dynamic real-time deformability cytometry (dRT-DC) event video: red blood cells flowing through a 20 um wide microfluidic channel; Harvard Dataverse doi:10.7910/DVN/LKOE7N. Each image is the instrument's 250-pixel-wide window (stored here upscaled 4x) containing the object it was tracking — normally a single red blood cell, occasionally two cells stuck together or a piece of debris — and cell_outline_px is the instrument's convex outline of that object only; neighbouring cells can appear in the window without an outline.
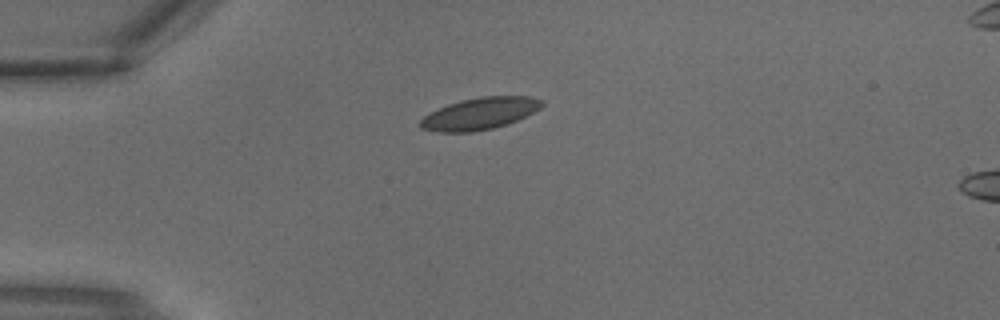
{"species": "common noctule bat (a hibernating species)", "species_latin": "Nyctalus noctula", "temperature_condition": "warm", "stored_images_in_passage": 4, "camera_frame_rate_fps": 3000, "um_per_image_px": 0.085, "animal": {"sex": "male", "body_mass_g": 18.8}, "frame": {"image": 1, "passage_image": 4, "time_ms": 1.0, "image_size_px": [1000, 320], "cell_outline_px": [[544, 104], [540, 108], [508, 124], [492, 128], [472, 132], [436, 132], [420, 128], [416, 124], [424, 116], [448, 104], [460, 100], [480, 96], [528, 96], [544, 100]], "centroid_in_image_um": [40.75, 9.65], "position_along_channel_um": 44.2, "area_um2": 22.6}}